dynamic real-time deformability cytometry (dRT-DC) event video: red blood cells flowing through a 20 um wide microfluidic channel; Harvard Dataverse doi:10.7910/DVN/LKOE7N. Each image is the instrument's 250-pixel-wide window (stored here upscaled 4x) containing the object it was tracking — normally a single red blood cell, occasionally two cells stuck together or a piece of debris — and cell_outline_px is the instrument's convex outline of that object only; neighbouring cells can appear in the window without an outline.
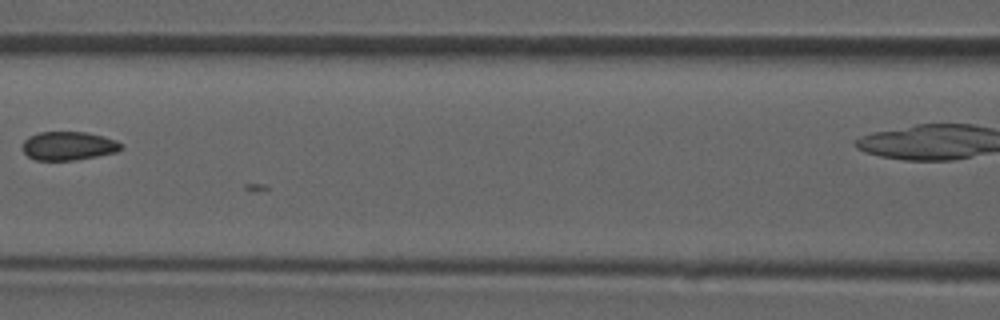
{"species": "common noctule bat (a hibernating species)", "species_latin": "Nyctalus noctula", "temperature_condition": "room temperature", "stored_images_in_passage": 7, "camera_frame_rate_fps": 3000, "um_per_image_px": 0.085, "animal": {"sex": "male", "forearm_length_mm": 52.5}, "frame": {"image": 1, "passage_image": 4, "time_ms": 1.0, "image_size_px": [1000, 320], "cell_outline_px": [[124, 148], [116, 152], [96, 156], [72, 160], [36, 160], [28, 156], [20, 148], [24, 140], [28, 136], [40, 132], [88, 132], [104, 136], [116, 140], [124, 144]], "centroid_in_image_um": [5.82, 12.39], "position_along_channel_um": 160.8, "area_um2": 16.65}}